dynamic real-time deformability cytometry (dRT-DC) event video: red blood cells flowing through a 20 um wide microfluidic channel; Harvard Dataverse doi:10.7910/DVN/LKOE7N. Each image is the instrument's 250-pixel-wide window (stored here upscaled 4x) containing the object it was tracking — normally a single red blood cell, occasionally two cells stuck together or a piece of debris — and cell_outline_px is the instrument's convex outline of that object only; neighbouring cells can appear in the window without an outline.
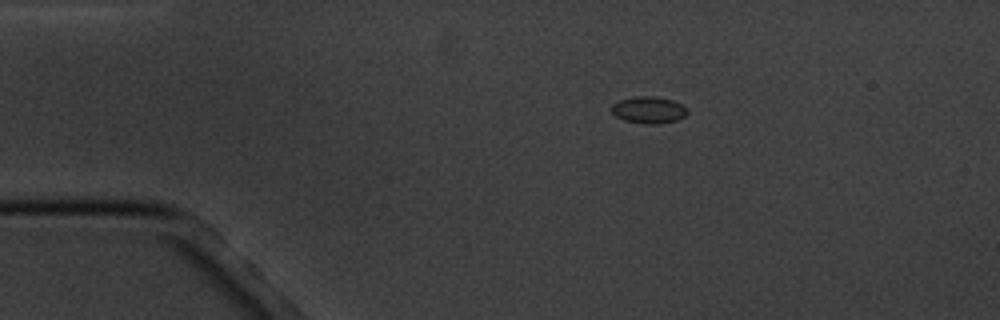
{"species": "common noctule bat (a hibernating species)", "species_latin": "Nyctalus noctula", "temperature_condition": "cold", "stored_images_in_passage": 4, "camera_frame_rate_fps": 3000, "um_per_image_px": 0.085, "animal": {"sex": "male", "body_mass_g": 20.1, "forearm_length_mm": 53.5}, "frame": {"image": 1, "passage_image": 2, "time_ms": 2.0, "image_size_px": [1000, 320], "cell_outline_px": [[688, 112], [684, 116], [676, 120], [656, 124], [648, 124], [624, 120], [616, 116], [612, 112], [612, 104], [620, 100], [636, 96], [652, 96], [672, 100], [688, 108]], "centroid_in_image_um": [55.14, 9.34], "position_along_channel_um": 29.9, "area_um2": 11.68}}
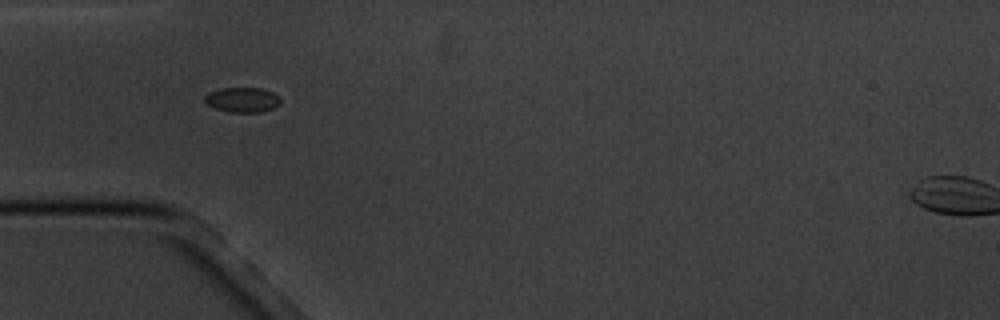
{"frame": {"image": 2, "passage_image": 4, "time_ms": 4.333, "image_size_px": [1000, 320], "cell_outline_px": [[280, 104], [272, 108], [260, 112], [228, 112], [216, 108], [208, 104], [204, 100], [204, 96], [208, 92], [220, 88], [260, 88], [272, 92], [280, 96]], "centroid_in_image_um": [20.6, 8.47], "position_along_channel_um": 64.4, "area_um2": 10.98}}